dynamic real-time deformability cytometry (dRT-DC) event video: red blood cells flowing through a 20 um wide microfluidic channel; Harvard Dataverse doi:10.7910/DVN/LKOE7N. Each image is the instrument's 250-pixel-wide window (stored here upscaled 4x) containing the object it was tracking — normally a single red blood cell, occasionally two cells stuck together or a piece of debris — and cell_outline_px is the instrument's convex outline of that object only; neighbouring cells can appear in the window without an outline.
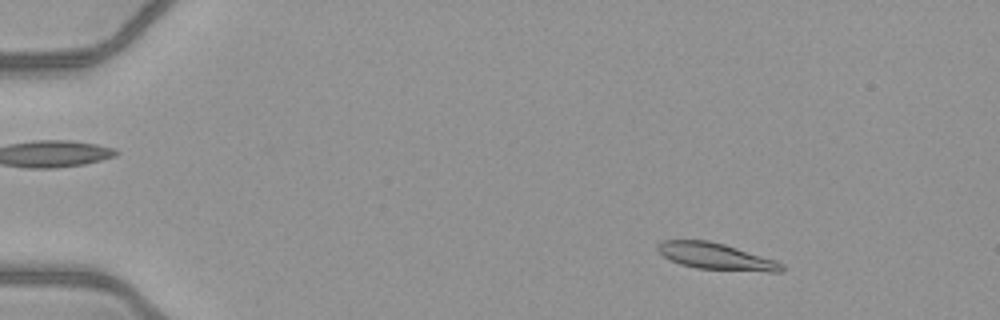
{"species": "common noctule bat (a hibernating species)", "species_latin": "Nyctalus noctula", "temperature_condition": "warm", "stored_images_in_passage": 52, "camera_frame_rate_fps": 3000, "um_per_image_px": 0.085, "animal": {"sex": "female", "body_mass_g": 21.9}, "frame": {"image": 1, "passage_image": 8, "time_ms": 2.333, "image_size_px": [1000, 320], "cell_outline_px": [[784, 268], [780, 272], [768, 272], [696, 268], [680, 264], [664, 256], [656, 248], [656, 244], [664, 240], [708, 240], [724, 244], [776, 260], [784, 264]], "centroid_in_image_um": [60.87, 21.79], "position_along_channel_um": 24.1, "area_um2": 19.13}}
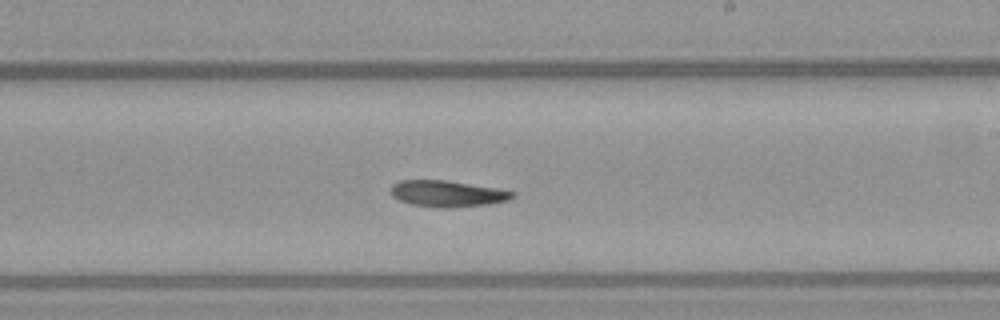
{"frame": {"image": 2, "passage_image": 32, "time_ms": 10.333, "image_size_px": [1000, 320], "cell_outline_px": [[516, 196], [508, 200], [488, 204], [452, 208], [440, 208], [412, 204], [400, 200], [392, 196], [392, 184], [400, 180], [444, 180], [496, 188], [516, 192]], "centroid_in_image_um": [38.05, 16.46], "position_along_channel_um": 251.0, "area_um2": 18.55}}
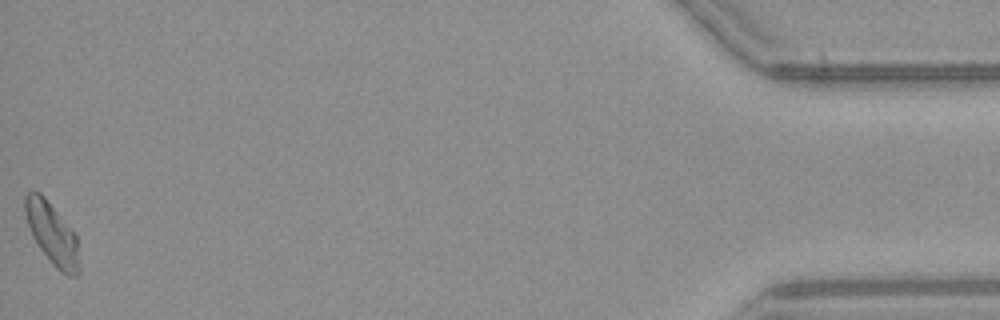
{"frame": {"image": 3, "passage_image": 52, "time_ms": 17.0, "image_size_px": [1000, 320], "cell_outline_px": [[80, 272], [76, 276], [68, 276], [60, 272], [56, 268], [40, 248], [32, 236], [24, 212], [24, 196], [28, 192], [40, 192], [44, 196], [76, 236], [80, 268]], "centroid_in_image_um": [4.42, 19.89], "position_along_channel_um": 430.8, "area_um2": 19.19}, "authors_computed_cell_mechanics": {"area_um2": 18.9873, "velocity_mm_per_s": 4.0786, "shape_relaxation_time_tau1_ms": 6.4689, "shape_relaxation_time_tau2_ms": null, "deformation_change_tau1": 0.2258, "deformation_change_tau2": null}}